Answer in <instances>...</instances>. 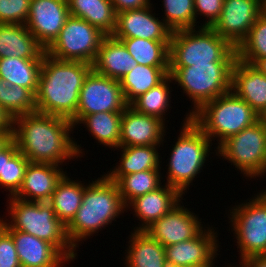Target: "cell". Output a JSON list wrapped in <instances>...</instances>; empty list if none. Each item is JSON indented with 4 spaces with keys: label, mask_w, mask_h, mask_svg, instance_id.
I'll return each mask as SVG.
<instances>
[{
    "label": "cell",
    "mask_w": 266,
    "mask_h": 267,
    "mask_svg": "<svg viewBox=\"0 0 266 267\" xmlns=\"http://www.w3.org/2000/svg\"><path fill=\"white\" fill-rule=\"evenodd\" d=\"M72 122L66 118L34 112L15 117L13 140L33 163L61 165L78 158L83 149L73 141Z\"/></svg>",
    "instance_id": "cell-1"
},
{
    "label": "cell",
    "mask_w": 266,
    "mask_h": 267,
    "mask_svg": "<svg viewBox=\"0 0 266 267\" xmlns=\"http://www.w3.org/2000/svg\"><path fill=\"white\" fill-rule=\"evenodd\" d=\"M92 65L62 61L43 55L35 105L37 112L72 120L76 116L80 90Z\"/></svg>",
    "instance_id": "cell-2"
},
{
    "label": "cell",
    "mask_w": 266,
    "mask_h": 267,
    "mask_svg": "<svg viewBox=\"0 0 266 267\" xmlns=\"http://www.w3.org/2000/svg\"><path fill=\"white\" fill-rule=\"evenodd\" d=\"M125 208L116 183L107 175L92 180V183L85 187L82 204L76 216L66 226L71 245L76 249L79 241L111 224L116 217L124 213Z\"/></svg>",
    "instance_id": "cell-3"
},
{
    "label": "cell",
    "mask_w": 266,
    "mask_h": 267,
    "mask_svg": "<svg viewBox=\"0 0 266 267\" xmlns=\"http://www.w3.org/2000/svg\"><path fill=\"white\" fill-rule=\"evenodd\" d=\"M9 199L11 221L0 218V225L5 230L29 233L54 245L69 261L75 259L77 253L68 240L66 226L57 218L49 202H29L13 196Z\"/></svg>",
    "instance_id": "cell-4"
},
{
    "label": "cell",
    "mask_w": 266,
    "mask_h": 267,
    "mask_svg": "<svg viewBox=\"0 0 266 267\" xmlns=\"http://www.w3.org/2000/svg\"><path fill=\"white\" fill-rule=\"evenodd\" d=\"M195 29L197 27L172 31L169 67L236 61V49L211 27L199 26L198 31Z\"/></svg>",
    "instance_id": "cell-5"
},
{
    "label": "cell",
    "mask_w": 266,
    "mask_h": 267,
    "mask_svg": "<svg viewBox=\"0 0 266 267\" xmlns=\"http://www.w3.org/2000/svg\"><path fill=\"white\" fill-rule=\"evenodd\" d=\"M190 119L218 148L224 141L259 120L257 113L232 90L205 103ZM212 138V139H211Z\"/></svg>",
    "instance_id": "cell-6"
},
{
    "label": "cell",
    "mask_w": 266,
    "mask_h": 267,
    "mask_svg": "<svg viewBox=\"0 0 266 267\" xmlns=\"http://www.w3.org/2000/svg\"><path fill=\"white\" fill-rule=\"evenodd\" d=\"M175 145H172L166 184L185 194L195 176L203 170L211 140L186 115ZM186 190V191H185Z\"/></svg>",
    "instance_id": "cell-7"
},
{
    "label": "cell",
    "mask_w": 266,
    "mask_h": 267,
    "mask_svg": "<svg viewBox=\"0 0 266 267\" xmlns=\"http://www.w3.org/2000/svg\"><path fill=\"white\" fill-rule=\"evenodd\" d=\"M235 62H210L188 67H169V75L192 103L190 118L205 103L231 91L232 67Z\"/></svg>",
    "instance_id": "cell-8"
},
{
    "label": "cell",
    "mask_w": 266,
    "mask_h": 267,
    "mask_svg": "<svg viewBox=\"0 0 266 267\" xmlns=\"http://www.w3.org/2000/svg\"><path fill=\"white\" fill-rule=\"evenodd\" d=\"M216 155L235 165L246 177L266 173V138L264 123L259 119L240 133L231 136L217 148Z\"/></svg>",
    "instance_id": "cell-9"
},
{
    "label": "cell",
    "mask_w": 266,
    "mask_h": 267,
    "mask_svg": "<svg viewBox=\"0 0 266 267\" xmlns=\"http://www.w3.org/2000/svg\"><path fill=\"white\" fill-rule=\"evenodd\" d=\"M258 194L251 201L230 210V221L241 260L251 256H266V190Z\"/></svg>",
    "instance_id": "cell-10"
},
{
    "label": "cell",
    "mask_w": 266,
    "mask_h": 267,
    "mask_svg": "<svg viewBox=\"0 0 266 267\" xmlns=\"http://www.w3.org/2000/svg\"><path fill=\"white\" fill-rule=\"evenodd\" d=\"M107 35L87 21L70 16L59 36L45 50L52 58L93 64Z\"/></svg>",
    "instance_id": "cell-11"
},
{
    "label": "cell",
    "mask_w": 266,
    "mask_h": 267,
    "mask_svg": "<svg viewBox=\"0 0 266 267\" xmlns=\"http://www.w3.org/2000/svg\"><path fill=\"white\" fill-rule=\"evenodd\" d=\"M128 104L124 100L119 80L96 73L93 69L84 79L80 90L75 126L85 116L101 112H123Z\"/></svg>",
    "instance_id": "cell-12"
},
{
    "label": "cell",
    "mask_w": 266,
    "mask_h": 267,
    "mask_svg": "<svg viewBox=\"0 0 266 267\" xmlns=\"http://www.w3.org/2000/svg\"><path fill=\"white\" fill-rule=\"evenodd\" d=\"M261 14V0H224L221 15L211 28L237 49Z\"/></svg>",
    "instance_id": "cell-13"
},
{
    "label": "cell",
    "mask_w": 266,
    "mask_h": 267,
    "mask_svg": "<svg viewBox=\"0 0 266 267\" xmlns=\"http://www.w3.org/2000/svg\"><path fill=\"white\" fill-rule=\"evenodd\" d=\"M70 17L67 0H31L26 27L46 50Z\"/></svg>",
    "instance_id": "cell-14"
},
{
    "label": "cell",
    "mask_w": 266,
    "mask_h": 267,
    "mask_svg": "<svg viewBox=\"0 0 266 267\" xmlns=\"http://www.w3.org/2000/svg\"><path fill=\"white\" fill-rule=\"evenodd\" d=\"M199 220L201 221L195 213L179 202L144 231L167 247L196 237L203 230V224Z\"/></svg>",
    "instance_id": "cell-15"
},
{
    "label": "cell",
    "mask_w": 266,
    "mask_h": 267,
    "mask_svg": "<svg viewBox=\"0 0 266 267\" xmlns=\"http://www.w3.org/2000/svg\"><path fill=\"white\" fill-rule=\"evenodd\" d=\"M152 5L126 10L116 14L113 38H142L152 41H170L172 30L151 12ZM162 21V22H161Z\"/></svg>",
    "instance_id": "cell-16"
},
{
    "label": "cell",
    "mask_w": 266,
    "mask_h": 267,
    "mask_svg": "<svg viewBox=\"0 0 266 267\" xmlns=\"http://www.w3.org/2000/svg\"><path fill=\"white\" fill-rule=\"evenodd\" d=\"M214 231L204 228L190 240L164 247L168 267L214 264L219 246Z\"/></svg>",
    "instance_id": "cell-17"
},
{
    "label": "cell",
    "mask_w": 266,
    "mask_h": 267,
    "mask_svg": "<svg viewBox=\"0 0 266 267\" xmlns=\"http://www.w3.org/2000/svg\"><path fill=\"white\" fill-rule=\"evenodd\" d=\"M165 123L154 116L139 113L129 105L122 112L120 146H160L166 134Z\"/></svg>",
    "instance_id": "cell-18"
},
{
    "label": "cell",
    "mask_w": 266,
    "mask_h": 267,
    "mask_svg": "<svg viewBox=\"0 0 266 267\" xmlns=\"http://www.w3.org/2000/svg\"><path fill=\"white\" fill-rule=\"evenodd\" d=\"M65 174L59 165L29 162L22 185L13 197L29 202H49Z\"/></svg>",
    "instance_id": "cell-19"
},
{
    "label": "cell",
    "mask_w": 266,
    "mask_h": 267,
    "mask_svg": "<svg viewBox=\"0 0 266 267\" xmlns=\"http://www.w3.org/2000/svg\"><path fill=\"white\" fill-rule=\"evenodd\" d=\"M15 244L21 267H61L69 261L54 245L29 233L6 230Z\"/></svg>",
    "instance_id": "cell-20"
},
{
    "label": "cell",
    "mask_w": 266,
    "mask_h": 267,
    "mask_svg": "<svg viewBox=\"0 0 266 267\" xmlns=\"http://www.w3.org/2000/svg\"><path fill=\"white\" fill-rule=\"evenodd\" d=\"M231 90L260 116L266 109V76L251 64L236 59Z\"/></svg>",
    "instance_id": "cell-21"
},
{
    "label": "cell",
    "mask_w": 266,
    "mask_h": 267,
    "mask_svg": "<svg viewBox=\"0 0 266 267\" xmlns=\"http://www.w3.org/2000/svg\"><path fill=\"white\" fill-rule=\"evenodd\" d=\"M182 195L178 189L165 183L164 187L161 185L156 190L133 199L127 208L131 206L138 220L141 219L140 227H136L135 230L144 231L159 220L183 199Z\"/></svg>",
    "instance_id": "cell-22"
},
{
    "label": "cell",
    "mask_w": 266,
    "mask_h": 267,
    "mask_svg": "<svg viewBox=\"0 0 266 267\" xmlns=\"http://www.w3.org/2000/svg\"><path fill=\"white\" fill-rule=\"evenodd\" d=\"M45 53L25 24L0 23V58L43 59Z\"/></svg>",
    "instance_id": "cell-23"
},
{
    "label": "cell",
    "mask_w": 266,
    "mask_h": 267,
    "mask_svg": "<svg viewBox=\"0 0 266 267\" xmlns=\"http://www.w3.org/2000/svg\"><path fill=\"white\" fill-rule=\"evenodd\" d=\"M137 64L120 40L107 35L102 40L92 69L103 76L120 80Z\"/></svg>",
    "instance_id": "cell-24"
},
{
    "label": "cell",
    "mask_w": 266,
    "mask_h": 267,
    "mask_svg": "<svg viewBox=\"0 0 266 267\" xmlns=\"http://www.w3.org/2000/svg\"><path fill=\"white\" fill-rule=\"evenodd\" d=\"M129 239L126 267H168L164 246L147 232L134 230Z\"/></svg>",
    "instance_id": "cell-25"
},
{
    "label": "cell",
    "mask_w": 266,
    "mask_h": 267,
    "mask_svg": "<svg viewBox=\"0 0 266 267\" xmlns=\"http://www.w3.org/2000/svg\"><path fill=\"white\" fill-rule=\"evenodd\" d=\"M160 146H125L118 147L121 150L119 165L106 175L114 182L121 176L138 173L145 170H160V156L157 148Z\"/></svg>",
    "instance_id": "cell-26"
},
{
    "label": "cell",
    "mask_w": 266,
    "mask_h": 267,
    "mask_svg": "<svg viewBox=\"0 0 266 267\" xmlns=\"http://www.w3.org/2000/svg\"><path fill=\"white\" fill-rule=\"evenodd\" d=\"M70 16L83 19L111 35L116 26V12L111 0H67Z\"/></svg>",
    "instance_id": "cell-27"
},
{
    "label": "cell",
    "mask_w": 266,
    "mask_h": 267,
    "mask_svg": "<svg viewBox=\"0 0 266 267\" xmlns=\"http://www.w3.org/2000/svg\"><path fill=\"white\" fill-rule=\"evenodd\" d=\"M86 185L78 180H71L67 174L57 183L49 203L57 218L67 226L76 216L82 204Z\"/></svg>",
    "instance_id": "cell-28"
},
{
    "label": "cell",
    "mask_w": 266,
    "mask_h": 267,
    "mask_svg": "<svg viewBox=\"0 0 266 267\" xmlns=\"http://www.w3.org/2000/svg\"><path fill=\"white\" fill-rule=\"evenodd\" d=\"M168 74L169 66L137 64L119 80L125 102L129 105L138 96L160 83Z\"/></svg>",
    "instance_id": "cell-29"
},
{
    "label": "cell",
    "mask_w": 266,
    "mask_h": 267,
    "mask_svg": "<svg viewBox=\"0 0 266 267\" xmlns=\"http://www.w3.org/2000/svg\"><path fill=\"white\" fill-rule=\"evenodd\" d=\"M43 59L0 58V77L9 85H19L37 93Z\"/></svg>",
    "instance_id": "cell-30"
},
{
    "label": "cell",
    "mask_w": 266,
    "mask_h": 267,
    "mask_svg": "<svg viewBox=\"0 0 266 267\" xmlns=\"http://www.w3.org/2000/svg\"><path fill=\"white\" fill-rule=\"evenodd\" d=\"M122 112H101L83 117L78 124H84L86 129L104 146L118 149L120 146Z\"/></svg>",
    "instance_id": "cell-31"
},
{
    "label": "cell",
    "mask_w": 266,
    "mask_h": 267,
    "mask_svg": "<svg viewBox=\"0 0 266 267\" xmlns=\"http://www.w3.org/2000/svg\"><path fill=\"white\" fill-rule=\"evenodd\" d=\"M120 40L138 64L169 66L170 41H152L142 38H115Z\"/></svg>",
    "instance_id": "cell-32"
},
{
    "label": "cell",
    "mask_w": 266,
    "mask_h": 267,
    "mask_svg": "<svg viewBox=\"0 0 266 267\" xmlns=\"http://www.w3.org/2000/svg\"><path fill=\"white\" fill-rule=\"evenodd\" d=\"M172 78L168 74L160 83L148 90L146 93L141 94L136 99H134L129 106L132 107L135 111L146 114L149 116H154L159 118L165 123V113L167 112L170 100L169 88Z\"/></svg>",
    "instance_id": "cell-33"
},
{
    "label": "cell",
    "mask_w": 266,
    "mask_h": 267,
    "mask_svg": "<svg viewBox=\"0 0 266 267\" xmlns=\"http://www.w3.org/2000/svg\"><path fill=\"white\" fill-rule=\"evenodd\" d=\"M160 170H145L121 176L115 183L121 198L127 205L135 198L156 190L161 186Z\"/></svg>",
    "instance_id": "cell-34"
},
{
    "label": "cell",
    "mask_w": 266,
    "mask_h": 267,
    "mask_svg": "<svg viewBox=\"0 0 266 267\" xmlns=\"http://www.w3.org/2000/svg\"><path fill=\"white\" fill-rule=\"evenodd\" d=\"M0 105L14 118L24 114L37 112L35 95L27 88L9 85L0 77Z\"/></svg>",
    "instance_id": "cell-35"
},
{
    "label": "cell",
    "mask_w": 266,
    "mask_h": 267,
    "mask_svg": "<svg viewBox=\"0 0 266 267\" xmlns=\"http://www.w3.org/2000/svg\"><path fill=\"white\" fill-rule=\"evenodd\" d=\"M237 59L252 64L266 57V16L261 14L250 28L247 38L236 49Z\"/></svg>",
    "instance_id": "cell-36"
},
{
    "label": "cell",
    "mask_w": 266,
    "mask_h": 267,
    "mask_svg": "<svg viewBox=\"0 0 266 267\" xmlns=\"http://www.w3.org/2000/svg\"><path fill=\"white\" fill-rule=\"evenodd\" d=\"M164 23L172 30L195 28L194 0H163Z\"/></svg>",
    "instance_id": "cell-37"
},
{
    "label": "cell",
    "mask_w": 266,
    "mask_h": 267,
    "mask_svg": "<svg viewBox=\"0 0 266 267\" xmlns=\"http://www.w3.org/2000/svg\"><path fill=\"white\" fill-rule=\"evenodd\" d=\"M29 162L19 150L11 158H4L0 186L9 191V197L14 196L19 191Z\"/></svg>",
    "instance_id": "cell-38"
},
{
    "label": "cell",
    "mask_w": 266,
    "mask_h": 267,
    "mask_svg": "<svg viewBox=\"0 0 266 267\" xmlns=\"http://www.w3.org/2000/svg\"><path fill=\"white\" fill-rule=\"evenodd\" d=\"M31 0H0V23L26 24Z\"/></svg>",
    "instance_id": "cell-39"
},
{
    "label": "cell",
    "mask_w": 266,
    "mask_h": 267,
    "mask_svg": "<svg viewBox=\"0 0 266 267\" xmlns=\"http://www.w3.org/2000/svg\"><path fill=\"white\" fill-rule=\"evenodd\" d=\"M0 267H21L12 236L1 225Z\"/></svg>",
    "instance_id": "cell-40"
},
{
    "label": "cell",
    "mask_w": 266,
    "mask_h": 267,
    "mask_svg": "<svg viewBox=\"0 0 266 267\" xmlns=\"http://www.w3.org/2000/svg\"><path fill=\"white\" fill-rule=\"evenodd\" d=\"M223 4L224 0H194L195 19L203 15L208 20L202 27H212L221 15Z\"/></svg>",
    "instance_id": "cell-41"
},
{
    "label": "cell",
    "mask_w": 266,
    "mask_h": 267,
    "mask_svg": "<svg viewBox=\"0 0 266 267\" xmlns=\"http://www.w3.org/2000/svg\"><path fill=\"white\" fill-rule=\"evenodd\" d=\"M114 10L117 13L126 10L141 9L150 5V0H111Z\"/></svg>",
    "instance_id": "cell-42"
},
{
    "label": "cell",
    "mask_w": 266,
    "mask_h": 267,
    "mask_svg": "<svg viewBox=\"0 0 266 267\" xmlns=\"http://www.w3.org/2000/svg\"><path fill=\"white\" fill-rule=\"evenodd\" d=\"M15 118L0 105V132L13 131Z\"/></svg>",
    "instance_id": "cell-43"
},
{
    "label": "cell",
    "mask_w": 266,
    "mask_h": 267,
    "mask_svg": "<svg viewBox=\"0 0 266 267\" xmlns=\"http://www.w3.org/2000/svg\"><path fill=\"white\" fill-rule=\"evenodd\" d=\"M17 151L18 148L14 140L0 151V176H3L4 158H11Z\"/></svg>",
    "instance_id": "cell-44"
},
{
    "label": "cell",
    "mask_w": 266,
    "mask_h": 267,
    "mask_svg": "<svg viewBox=\"0 0 266 267\" xmlns=\"http://www.w3.org/2000/svg\"><path fill=\"white\" fill-rule=\"evenodd\" d=\"M241 267H266V256H251L241 260Z\"/></svg>",
    "instance_id": "cell-45"
},
{
    "label": "cell",
    "mask_w": 266,
    "mask_h": 267,
    "mask_svg": "<svg viewBox=\"0 0 266 267\" xmlns=\"http://www.w3.org/2000/svg\"><path fill=\"white\" fill-rule=\"evenodd\" d=\"M13 141V131L0 132V151L5 149Z\"/></svg>",
    "instance_id": "cell-46"
},
{
    "label": "cell",
    "mask_w": 266,
    "mask_h": 267,
    "mask_svg": "<svg viewBox=\"0 0 266 267\" xmlns=\"http://www.w3.org/2000/svg\"><path fill=\"white\" fill-rule=\"evenodd\" d=\"M251 65L266 76V57L256 59Z\"/></svg>",
    "instance_id": "cell-47"
},
{
    "label": "cell",
    "mask_w": 266,
    "mask_h": 267,
    "mask_svg": "<svg viewBox=\"0 0 266 267\" xmlns=\"http://www.w3.org/2000/svg\"><path fill=\"white\" fill-rule=\"evenodd\" d=\"M213 264H205V265H186V266H176V267H214Z\"/></svg>",
    "instance_id": "cell-48"
},
{
    "label": "cell",
    "mask_w": 266,
    "mask_h": 267,
    "mask_svg": "<svg viewBox=\"0 0 266 267\" xmlns=\"http://www.w3.org/2000/svg\"><path fill=\"white\" fill-rule=\"evenodd\" d=\"M262 14L266 16V0H261Z\"/></svg>",
    "instance_id": "cell-49"
},
{
    "label": "cell",
    "mask_w": 266,
    "mask_h": 267,
    "mask_svg": "<svg viewBox=\"0 0 266 267\" xmlns=\"http://www.w3.org/2000/svg\"><path fill=\"white\" fill-rule=\"evenodd\" d=\"M259 119H260L263 123H266V109H265V111L259 116Z\"/></svg>",
    "instance_id": "cell-50"
},
{
    "label": "cell",
    "mask_w": 266,
    "mask_h": 267,
    "mask_svg": "<svg viewBox=\"0 0 266 267\" xmlns=\"http://www.w3.org/2000/svg\"><path fill=\"white\" fill-rule=\"evenodd\" d=\"M264 128H265V138H266V123H264Z\"/></svg>",
    "instance_id": "cell-51"
}]
</instances>
